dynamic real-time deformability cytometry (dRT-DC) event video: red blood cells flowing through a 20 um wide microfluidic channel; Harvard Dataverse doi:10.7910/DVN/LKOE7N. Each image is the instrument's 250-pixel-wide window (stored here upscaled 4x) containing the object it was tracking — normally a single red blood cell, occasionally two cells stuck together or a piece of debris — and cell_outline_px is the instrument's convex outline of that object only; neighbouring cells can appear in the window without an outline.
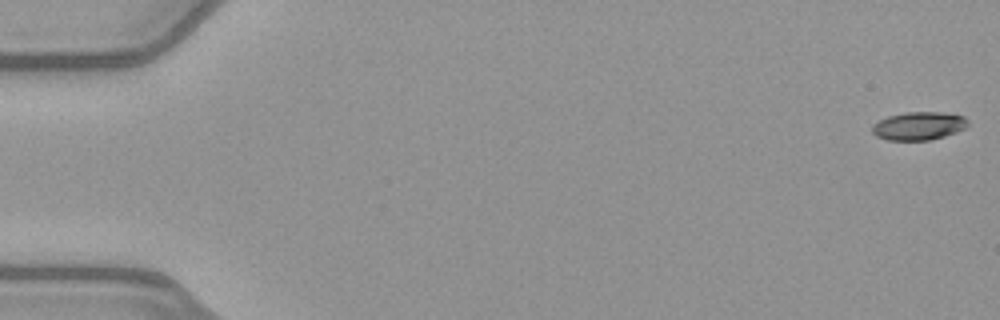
{"species": "common noctule bat (a hibernating species)", "species_latin": "Nyctalus noctula", "temperature_condition": "warm", "stored_images_in_passage": 52, "camera_frame_rate_fps": 3000, "um_per_image_px": 0.085, "animal": {"sex": "female", "body_mass_g": 21.9}, "frame": {"image": 1, "passage_image": 1, "time_ms": 0.0, "image_size_px": [1000, 320], "cell_outline_px": [[968, 128], [944, 136], [928, 140], [888, 140], [876, 136], [872, 132], [872, 124], [888, 116], [908, 112], [940, 112], [964, 116], [968, 120]], "centroid_in_image_um": [78.11, 10.7], "position_along_channel_um": 6.9, "area_um2": 15.72}}
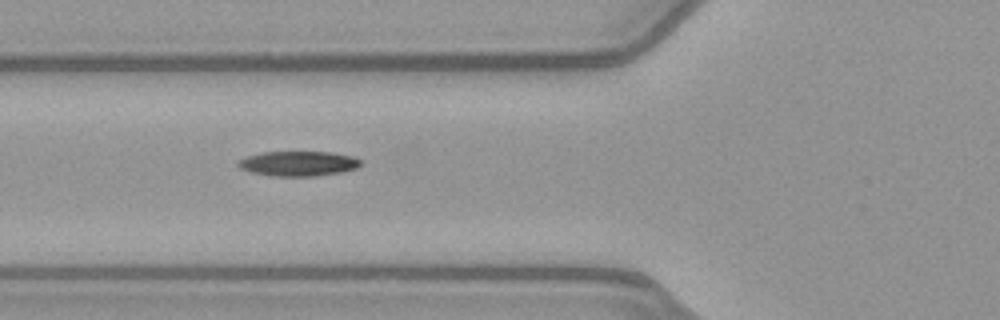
{"frame": {"image": 2, "passage_image": 20, "time_ms": 6.333, "image_size_px": [1000, 320], "cell_outline_px": [[364, 164], [356, 168], [340, 172], [316, 176], [272, 176], [252, 172], [240, 168], [236, 164], [240, 160], [248, 156], [264, 152], [332, 152], [352, 156], [360, 160]], "centroid_in_image_um": [25.39, 13.9], "position_along_channel_um": 100.4, "area_um2": 17.69}}
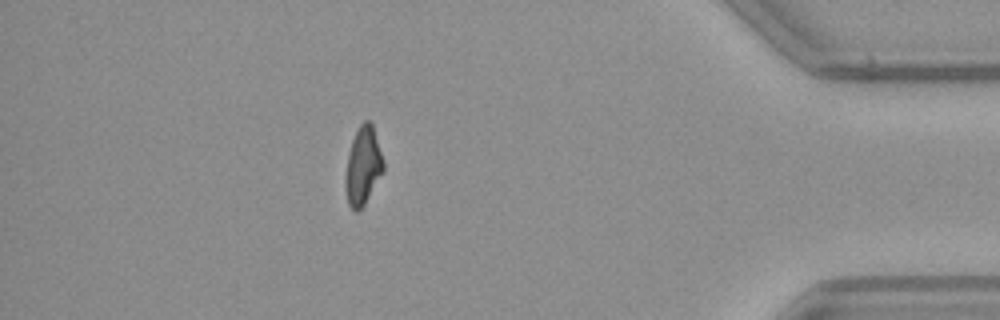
{"frame": {"image": 3, "passage_image": 46, "time_ms": 15.0, "image_size_px": [1000, 320], "cell_outline_px": [[384, 172], [364, 204], [356, 212], [348, 204], [344, 184], [348, 152], [352, 140], [360, 124], [364, 120], [368, 120], [372, 124], [384, 160]], "centroid_in_image_um": [30.86, 14.1], "position_along_channel_um": 404.3, "area_um2": 17.28}, "authors_computed_cell_mechanics": {"area_um2": 17.3978, "velocity_mm_per_s": 4.0228, "shape_relaxation_time_tau1_ms": 7.4172, "shape_relaxation_time_tau2_ms": null, "deformation_change_tau1": 0.2136, "deformation_change_tau2": null}}